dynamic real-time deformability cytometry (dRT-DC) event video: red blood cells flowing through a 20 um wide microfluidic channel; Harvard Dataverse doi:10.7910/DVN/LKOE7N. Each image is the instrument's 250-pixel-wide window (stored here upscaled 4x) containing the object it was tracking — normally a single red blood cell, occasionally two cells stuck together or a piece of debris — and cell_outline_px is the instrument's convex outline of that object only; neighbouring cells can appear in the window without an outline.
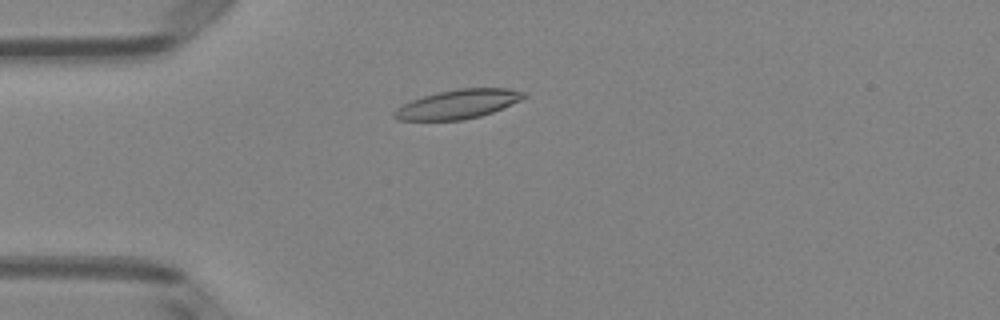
{"species": "Egyptian fruit bat (a non-hibernating species)", "species_latin": "Rousettus aegyptiacus", "temperature_condition": "room temperature", "stored_images_in_passage": 3, "camera_frame_rate_fps": 3000, "um_per_image_px": 0.085, "animal": {"sex": "female"}, "frame": {"image": 1, "passage_image": 3, "time_ms": 0.667, "image_size_px": [1000, 320], "cell_outline_px": [[528, 96], [520, 100], [492, 112], [480, 116], [460, 120], [396, 120], [392, 116], [392, 112], [396, 108], [412, 100], [436, 92], [460, 88], [508, 88], [524, 92]], "centroid_in_image_um": [38.9, 8.85], "position_along_channel_um": 46.1, "area_um2": 21.85}}